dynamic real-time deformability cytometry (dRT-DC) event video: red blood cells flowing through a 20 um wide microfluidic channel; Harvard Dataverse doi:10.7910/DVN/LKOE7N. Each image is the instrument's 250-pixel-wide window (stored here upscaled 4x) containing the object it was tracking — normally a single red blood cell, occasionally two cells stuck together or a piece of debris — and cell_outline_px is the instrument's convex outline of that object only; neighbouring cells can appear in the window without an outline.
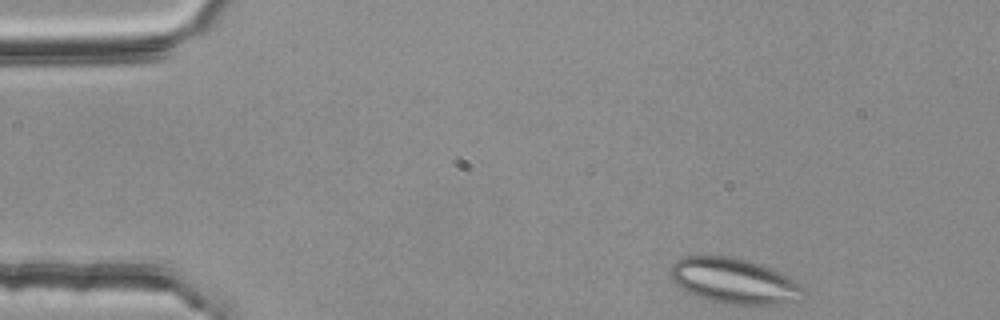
{"species": "common noctule bat (a hibernating species)", "species_latin": "Nyctalus noctula", "temperature_condition": "room temperature", "stored_images_in_passage": 43, "camera_frame_rate_fps": 3000, "um_per_image_px": 0.085, "animal": {"sex": "female", "body_mass_g": 25.1}, "frame": {"image": 1, "passage_image": 1, "time_ms": 0.0, "image_size_px": [1000, 320], "cell_outline_px": [[808, 296], [804, 300], [784, 304], [724, 304], [696, 296], [680, 288], [668, 276], [668, 268], [676, 260], [684, 256], [732, 256], [748, 260], [772, 268], [796, 280], [804, 288]], "centroid_in_image_um": [62.44, 23.88], "position_along_channel_um": 22.6, "area_um2": 36.01}}
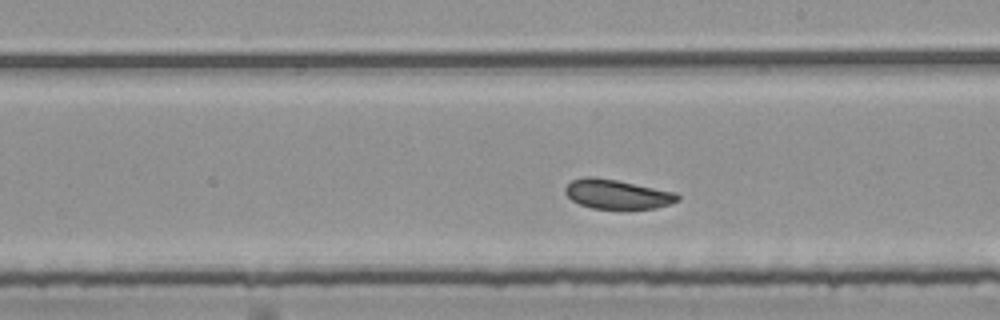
{"frame": {"image": 2, "passage_image": 25, "time_ms": 8.0, "image_size_px": [1000, 320], "cell_outline_px": [[680, 200], [656, 208], [592, 208], [580, 204], [572, 200], [564, 192], [564, 188], [572, 180], [584, 176], [596, 176], [676, 192], [680, 196]], "centroid_in_image_um": [52.44, 16.49], "position_along_channel_um": 236.6, "area_um2": 19.13}}
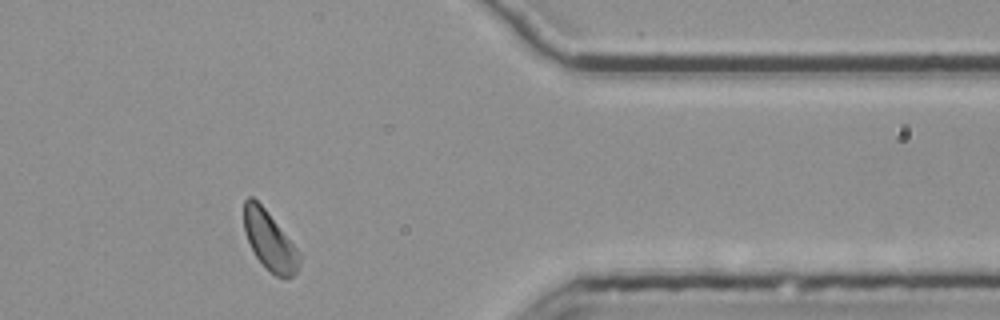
{"frame": {"image": 3, "passage_image": 39, "time_ms": 12.667, "image_size_px": [1000, 320], "cell_outline_px": [[300, 268], [292, 276], [276, 276], [256, 256], [244, 232], [244, 200], [248, 196], [252, 196], [264, 208], [300, 252]], "centroid_in_image_um": [22.92, 20.44], "position_along_channel_um": 388.5, "area_um2": 18.5}, "authors_computed_cell_mechanics": {"area_um2": 20.0566, "velocity_mm_per_s": 3.7323, "shape_relaxation_time_tau1_ms": 5.2506, "shape_relaxation_time_tau2_ms": 2.695, "deformation_change_tau1": 0.0778, "deformation_change_tau2": 0.0894}}